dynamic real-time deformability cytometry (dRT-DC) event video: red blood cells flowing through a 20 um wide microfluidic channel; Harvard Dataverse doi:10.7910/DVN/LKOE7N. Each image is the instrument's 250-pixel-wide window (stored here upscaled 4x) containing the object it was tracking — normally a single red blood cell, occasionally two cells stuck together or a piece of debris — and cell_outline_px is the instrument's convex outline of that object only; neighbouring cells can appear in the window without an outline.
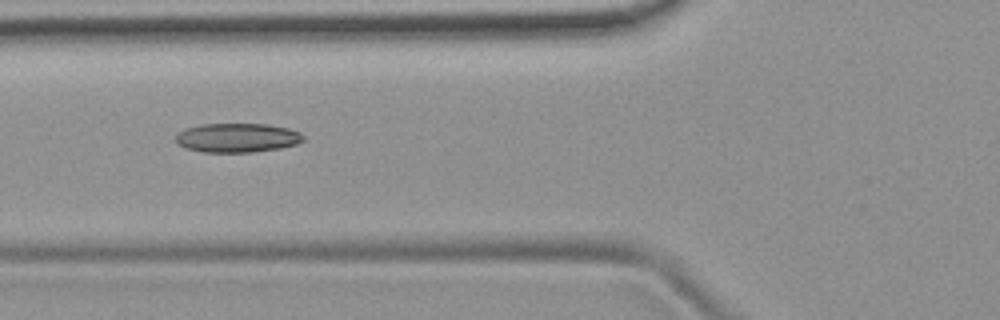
{"species": "common noctule bat (a hibernating species)", "species_latin": "Nyctalus noctula", "temperature_condition": "room temperature", "stored_images_in_passage": 6, "camera_frame_rate_fps": 3000, "um_per_image_px": 0.085, "animal": {"sex": "female", "body_mass_g": 19.9}, "frame": {"image": 1, "passage_image": 5, "time_ms": 4.333, "image_size_px": [1000, 320], "cell_outline_px": [[304, 140], [296, 144], [280, 148], [252, 152], [204, 152], [184, 148], [176, 144], [176, 136], [184, 128], [200, 124], [268, 124], [288, 128], [300, 132], [304, 136]], "centroid_in_image_um": [20.15, 11.71], "position_along_channel_um": 105.7, "area_um2": 21.79}}
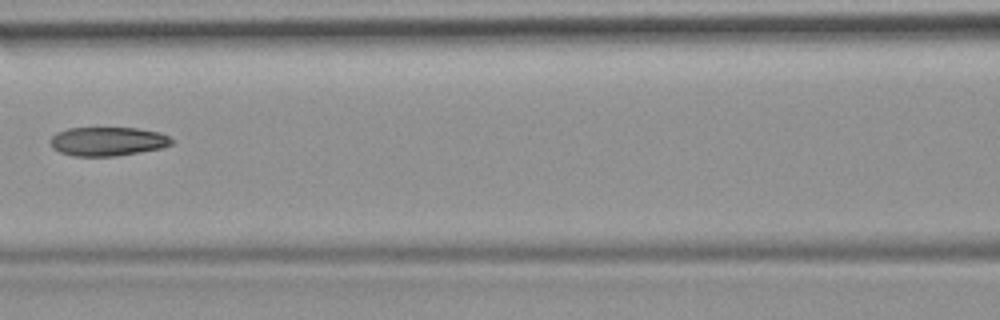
{"frame": {"image": 2, "passage_image": 6, "time_ms": 5.667, "image_size_px": [1000, 320], "cell_outline_px": [[172, 144], [160, 148], [140, 152], [116, 156], [72, 156], [60, 152], [52, 148], [48, 140], [56, 132], [68, 128], [136, 128], [160, 132], [168, 136], [172, 140]], "centroid_in_image_um": [9.1, 12.02], "position_along_channel_um": 157.5, "area_um2": 20.52}}